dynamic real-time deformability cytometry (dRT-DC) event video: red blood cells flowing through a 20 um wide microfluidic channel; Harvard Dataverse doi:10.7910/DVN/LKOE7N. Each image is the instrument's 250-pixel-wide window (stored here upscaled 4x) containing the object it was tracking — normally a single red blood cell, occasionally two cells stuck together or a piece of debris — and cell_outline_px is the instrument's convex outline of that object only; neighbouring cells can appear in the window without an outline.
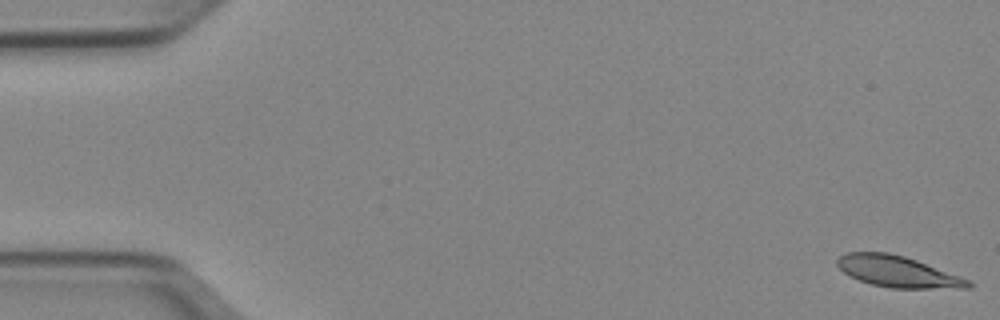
{"species": "Egyptian fruit bat (a non-hibernating species)", "species_latin": "Rousettus aegyptiacus", "temperature_condition": "cold", "stored_images_in_passage": 52, "camera_frame_rate_fps": 3000, "um_per_image_px": 0.085, "animal": {"sex": "female"}, "frame": {"image": 1, "passage_image": 1, "time_ms": 0.0, "image_size_px": [1000, 320], "cell_outline_px": [[976, 284], [972, 288], [892, 288], [872, 284], [860, 280], [844, 272], [836, 264], [836, 260], [844, 252], [888, 252], [904, 256], [916, 260], [972, 280]], "centroid_in_image_um": [76.37, 23.08], "position_along_channel_um": 8.6, "area_um2": 23.87}}
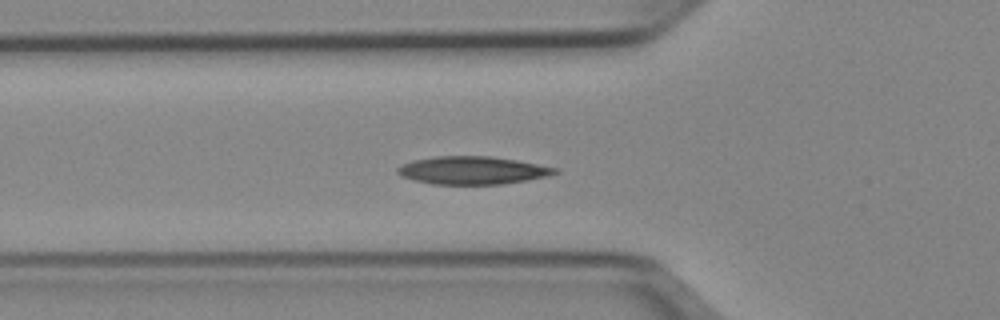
{"frame": {"image": 2, "passage_image": 18, "time_ms": 5.667, "image_size_px": [1000, 320], "cell_outline_px": [[560, 172], [548, 176], [528, 180], [500, 184], [432, 184], [400, 176], [396, 172], [396, 168], [412, 160], [436, 156], [492, 156], [516, 160], [560, 168]], "centroid_in_image_um": [40.19, 14.47], "position_along_channel_um": 85.6, "area_um2": 25.66}}
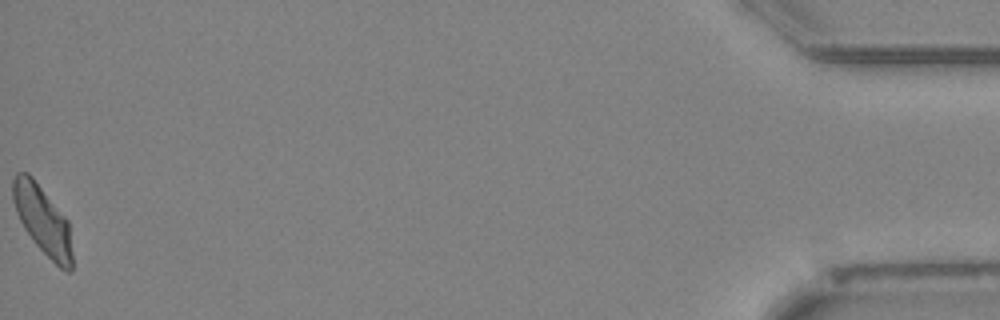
{"frame": {"image": 3, "passage_image": 52, "time_ms": 17.0, "image_size_px": [1000, 320], "cell_outline_px": [[72, 272], [68, 272], [60, 268], [32, 240], [24, 228], [16, 212], [12, 200], [12, 180], [16, 172], [28, 172], [32, 176], [68, 220], [72, 252]], "centroid_in_image_um": [3.61, 18.69], "position_along_channel_um": 431.6, "area_um2": 23.7}, "authors_computed_cell_mechanics": {"area_um2": 24.3049, "velocity_mm_per_s": 3.9128, "shape_relaxation_time_tau1_ms": 4.1579, "shape_relaxation_time_tau2_ms": 6.9936, "deformation_change_tau1": 0.149, "deformation_change_tau2": 0.0787}}